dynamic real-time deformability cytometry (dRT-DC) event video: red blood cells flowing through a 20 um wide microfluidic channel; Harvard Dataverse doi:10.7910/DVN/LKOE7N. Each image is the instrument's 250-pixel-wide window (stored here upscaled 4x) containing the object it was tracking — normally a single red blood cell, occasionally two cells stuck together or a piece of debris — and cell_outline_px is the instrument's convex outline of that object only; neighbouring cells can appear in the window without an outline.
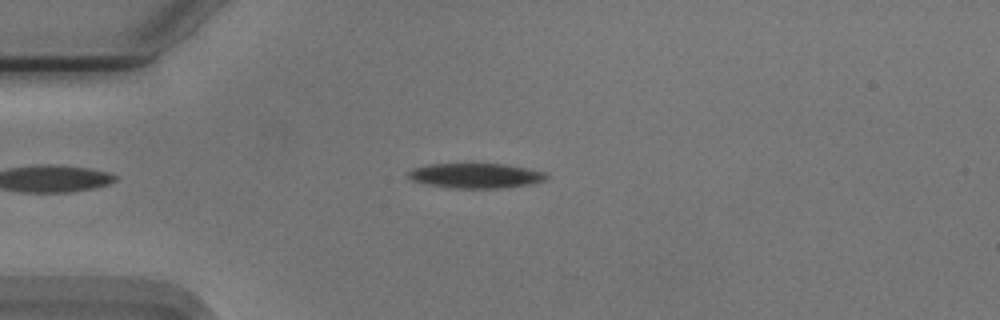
{"species": "Egyptian fruit bat (a non-hibernating species)", "species_latin": "Rousettus aegyptiacus", "temperature_condition": "cold", "stored_images_in_passage": 51, "camera_frame_rate_fps": 3000, "um_per_image_px": 0.085, "animal": {"sex": "male"}, "frame": {"image": 1, "passage_image": 10, "time_ms": 3.0, "image_size_px": [1000, 320], "cell_outline_px": [[548, 176], [544, 180], [532, 184], [500, 188], [448, 188], [424, 184], [412, 180], [408, 176], [408, 172], [412, 168], [428, 164], [504, 164], [544, 172]], "centroid_in_image_um": [40.38, 14.94], "position_along_channel_um": 44.6, "area_um2": 20.0}}
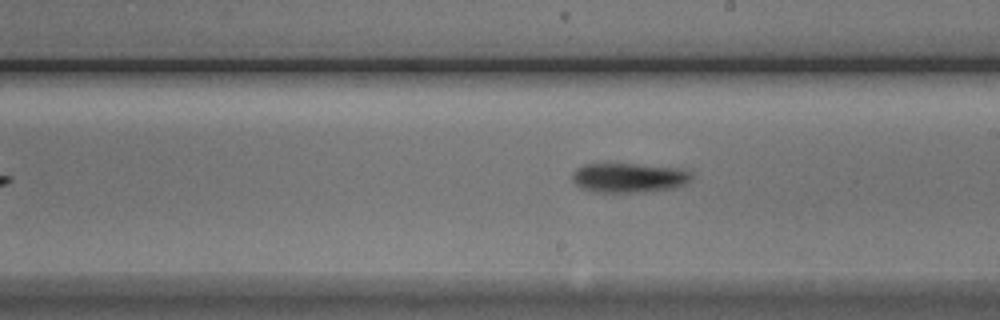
{"frame": {"image": 2, "passage_image": 27, "time_ms": 8.667, "image_size_px": [1000, 320], "cell_outline_px": [[692, 180], [688, 184], [676, 188], [648, 192], [592, 192], [580, 188], [572, 180], [572, 172], [576, 168], [584, 164], [636, 164], [676, 168], [692, 172]], "centroid_in_image_um": [53.47, 15.12], "position_along_channel_um": 235.5, "area_um2": 20.87}}
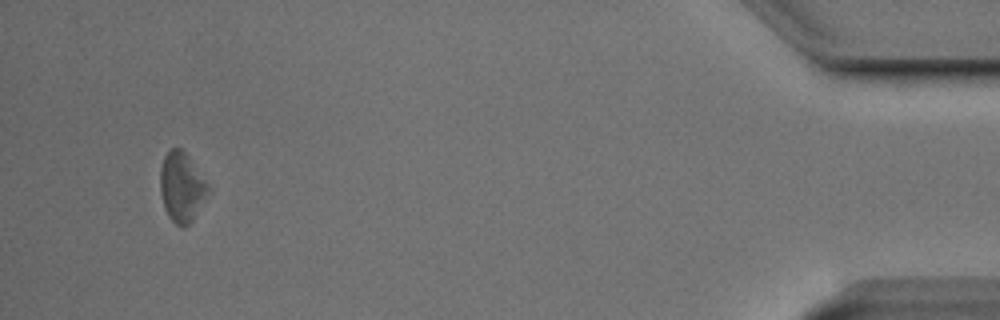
{"frame": {"image": 3, "passage_image": 48, "time_ms": 15.667, "image_size_px": [1000, 320], "cell_outline_px": [[208, 188], [192, 220], [184, 228], [176, 224], [168, 216], [164, 208], [160, 192], [160, 168], [164, 156], [172, 148], [180, 148], [184, 152], [208, 184]], "centroid_in_image_um": [15.38, 15.9], "position_along_channel_um": 419.8, "area_um2": 18.73}, "authors_computed_cell_mechanics": {"area_um2": 19.9988, "velocity_mm_per_s": 3.7249, "shape_relaxation_time_tau1_ms": 1.4742, "shape_relaxation_time_tau2_ms": null, "deformation_change_tau1": 0.0921, "deformation_change_tau2": null}}